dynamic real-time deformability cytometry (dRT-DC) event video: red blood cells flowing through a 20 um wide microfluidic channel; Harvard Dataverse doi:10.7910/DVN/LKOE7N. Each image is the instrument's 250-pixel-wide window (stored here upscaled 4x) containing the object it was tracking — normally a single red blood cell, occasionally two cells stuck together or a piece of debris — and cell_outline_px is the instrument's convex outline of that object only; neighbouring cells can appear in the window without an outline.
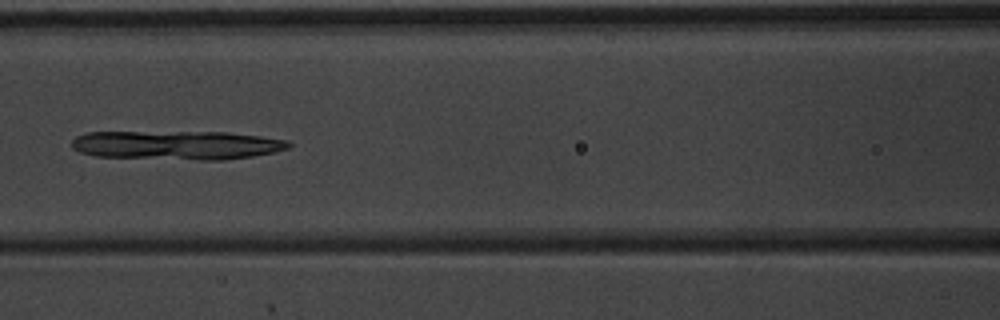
{"species": "common noctule bat (a hibernating species)", "species_latin": "Nyctalus noctula", "temperature_condition": "warm", "stored_images_in_passage": 7, "camera_frame_rate_fps": 3000, "um_per_image_px": 0.085, "animal": {"sex": "male", "body_mass_g": 20.1, "forearm_length_mm": 53.5}, "frame": {"image": 1, "passage_image": 6, "time_ms": 1.667, "image_size_px": [1000, 320], "cell_outline_px": [[292, 144], [288, 148], [272, 152], [252, 156], [224, 160], [200, 160], [96, 156], [80, 152], [72, 148], [72, 140], [76, 136], [88, 132], [228, 132], [260, 136], [288, 140]], "centroid_in_image_um": [15.03, 12.33], "position_along_channel_um": 151.6, "area_um2": 36.59}}
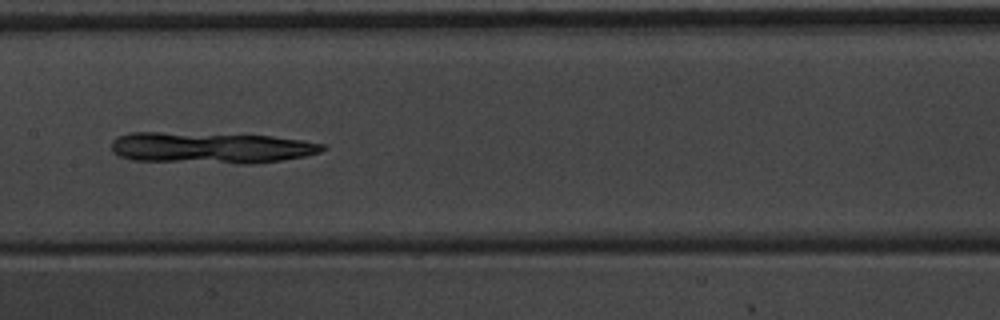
{"frame": {"image": 2, "passage_image": 7, "time_ms": 2.0, "image_size_px": [1000, 320], "cell_outline_px": [[328, 148], [320, 152], [304, 156], [284, 160], [252, 164], [236, 164], [132, 160], [120, 156], [112, 152], [112, 140], [116, 136], [128, 132], [160, 132], [272, 136], [304, 140], [324, 144]], "centroid_in_image_um": [17.92, 12.56], "position_along_channel_um": 189.5, "area_um2": 38.84}}